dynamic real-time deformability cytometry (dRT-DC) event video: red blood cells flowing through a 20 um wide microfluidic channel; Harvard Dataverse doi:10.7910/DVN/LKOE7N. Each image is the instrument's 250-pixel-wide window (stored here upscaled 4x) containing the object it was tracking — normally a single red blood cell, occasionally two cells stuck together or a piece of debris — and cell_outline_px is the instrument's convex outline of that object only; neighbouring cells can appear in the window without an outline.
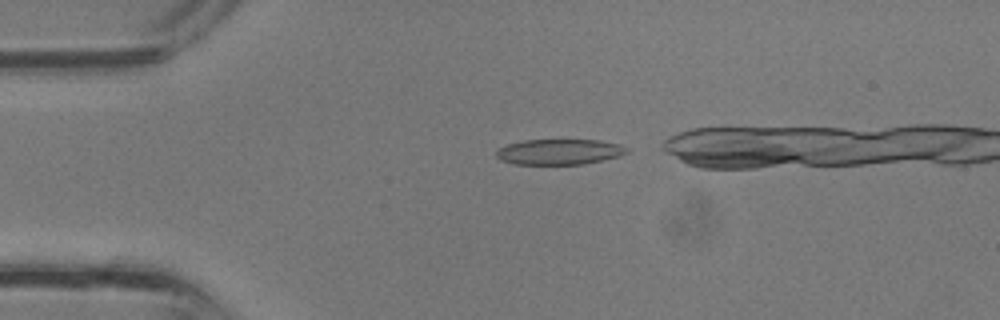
{"species": "common noctule bat (a hibernating species)", "species_latin": "Nyctalus noctula", "temperature_condition": "room temperature", "stored_images_in_passage": 9, "camera_frame_rate_fps": 3000, "um_per_image_px": 0.085, "animal": {"sex": "male", "body_mass_g": 13.3}, "frame": {"image": 1, "passage_image": 1, "time_ms": 0.0, "image_size_px": [1000, 320], "cell_outline_px": [[628, 152], [620, 156], [604, 160], [584, 164], [512, 164], [500, 160], [496, 156], [496, 148], [508, 144], [524, 140], [600, 140], [620, 144], [628, 148]], "centroid_in_image_um": [47.54, 12.91], "position_along_channel_um": 37.5, "area_um2": 19.59}}
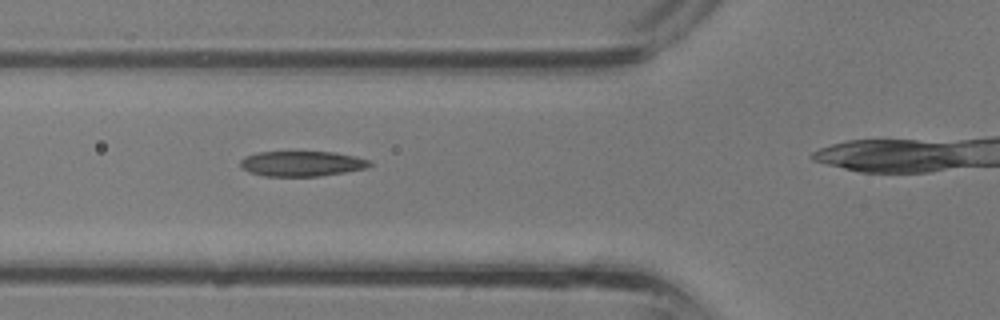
{"frame": {"image": 2, "passage_image": 6, "time_ms": 1.667, "image_size_px": [1000, 320], "cell_outline_px": [[372, 164], [368, 168], [344, 172], [316, 176], [264, 176], [248, 172], [240, 168], [240, 160], [244, 156], [256, 152], [336, 152], [356, 156], [372, 160]], "centroid_in_image_um": [25.65, 13.9], "position_along_channel_um": 100.2, "area_um2": 19.25}}
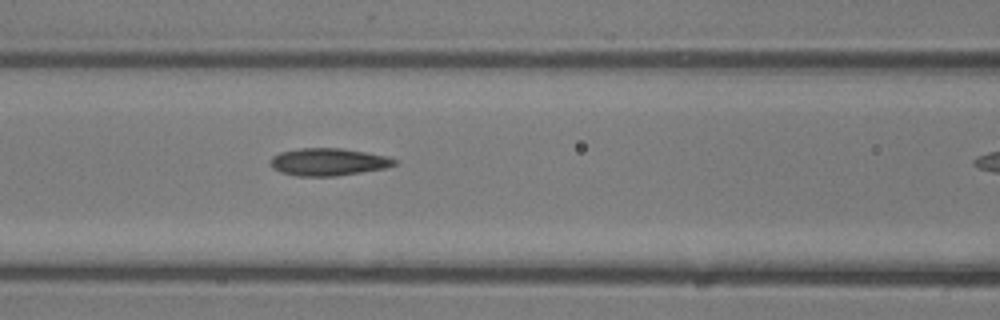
{"frame": {"image": 3, "passage_image": 8, "time_ms": 2.333, "image_size_px": [1000, 320], "cell_outline_px": [[396, 164], [388, 168], [336, 176], [296, 176], [280, 172], [272, 168], [272, 156], [280, 152], [300, 148], [344, 148], [388, 156], [396, 160]], "centroid_in_image_um": [27.93, 13.76], "position_along_channel_um": 138.7, "area_um2": 19.94}}